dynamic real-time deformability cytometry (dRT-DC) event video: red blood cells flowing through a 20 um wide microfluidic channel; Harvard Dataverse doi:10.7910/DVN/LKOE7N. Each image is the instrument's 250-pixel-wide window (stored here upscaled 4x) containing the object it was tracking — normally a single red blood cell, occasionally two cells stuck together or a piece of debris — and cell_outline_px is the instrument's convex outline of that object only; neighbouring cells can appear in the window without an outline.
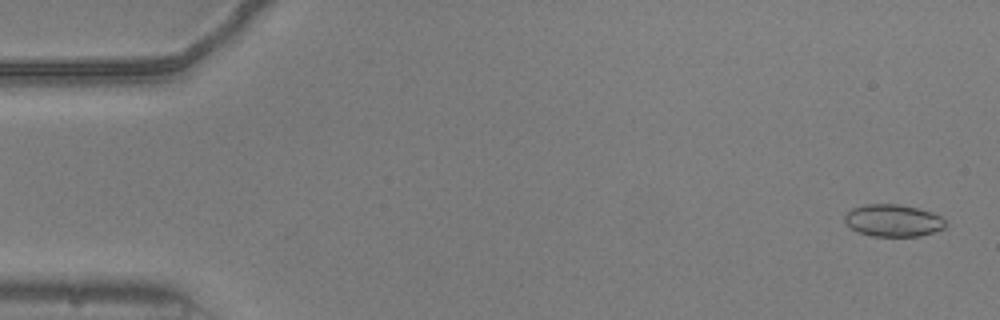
{"species": "common noctule bat (a hibernating species)", "species_latin": "Nyctalus noctula", "temperature_condition": "warm", "stored_images_in_passage": 53, "camera_frame_rate_fps": 3000, "um_per_image_px": 0.085, "animal": {"sex": "male", "body_mass_g": 20.5, "forearm_length_mm": 52.5}, "frame": {"image": 1, "passage_image": 1, "time_ms": 0.0, "image_size_px": [1000, 320], "cell_outline_px": [[948, 224], [944, 228], [920, 236], [872, 236], [856, 232], [848, 228], [844, 220], [844, 216], [852, 208], [864, 204], [900, 204], [932, 212], [940, 216]], "centroid_in_image_um": [75.88, 18.75], "position_along_channel_um": 9.1, "area_um2": 19.07}}
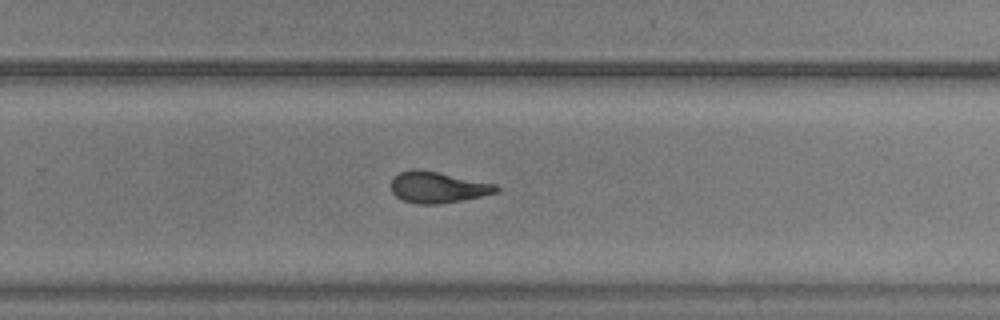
{"frame": {"image": 2, "passage_image": 34, "time_ms": 11.0, "image_size_px": [1000, 320], "cell_outline_px": [[500, 192], [464, 200], [436, 204], [416, 204], [404, 200], [396, 196], [392, 192], [392, 176], [400, 172], [412, 168], [416, 168], [496, 184], [500, 188]], "centroid_in_image_um": [37.21, 15.92], "position_along_channel_um": 292.6, "area_um2": 19.13}}
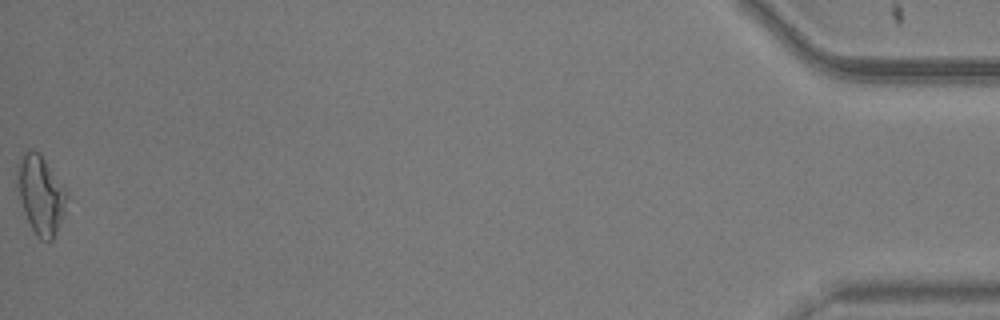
{"frame": {"image": 3, "passage_image": 53, "time_ms": 17.333, "image_size_px": [1000, 320], "cell_outline_px": [[68, 196], [56, 232], [52, 240], [48, 244], [40, 240], [36, 236], [24, 212], [20, 196], [16, 176], [16, 164], [24, 152], [28, 148], [32, 148], [40, 152], [64, 188]], "centroid_in_image_um": [3.43, 16.52], "position_along_channel_um": 431.8, "area_um2": 22.48}, "authors_computed_cell_mechanics": {"area_um2": 19.2474, "velocity_mm_per_s": 3.7891, "shape_relaxation_time_tau1_ms": 5.3594, "shape_relaxation_time_tau2_ms": 2.5482, "deformation_change_tau1": 0.1897, "deformation_change_tau2": 0.1107}}